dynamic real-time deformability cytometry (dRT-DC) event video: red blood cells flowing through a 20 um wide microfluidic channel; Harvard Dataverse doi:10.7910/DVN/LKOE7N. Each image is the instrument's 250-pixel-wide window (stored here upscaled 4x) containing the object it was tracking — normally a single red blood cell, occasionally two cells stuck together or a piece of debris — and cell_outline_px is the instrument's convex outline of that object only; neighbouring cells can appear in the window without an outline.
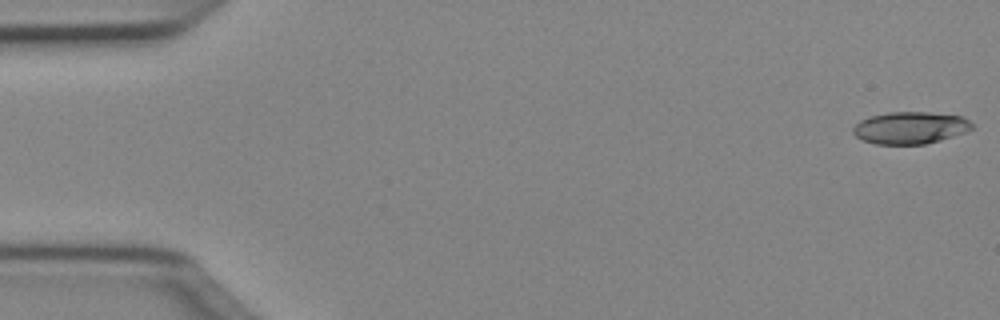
{"species": "Egyptian fruit bat (a non-hibernating species)", "species_latin": "Rousettus aegyptiacus", "temperature_condition": "cold", "stored_images_in_passage": 50, "camera_frame_rate_fps": 3000, "um_per_image_px": 0.085, "animal": {"sex": "female"}, "frame": {"image": 1, "passage_image": 1, "time_ms": 0.0, "image_size_px": [1000, 320], "cell_outline_px": [[976, 128], [968, 132], [940, 140], [924, 144], [876, 144], [864, 140], [856, 136], [852, 132], [852, 128], [860, 120], [868, 116], [888, 112], [928, 112], [964, 116]], "centroid_in_image_um": [77.4, 10.85], "position_along_channel_um": 7.6, "area_um2": 22.48}}
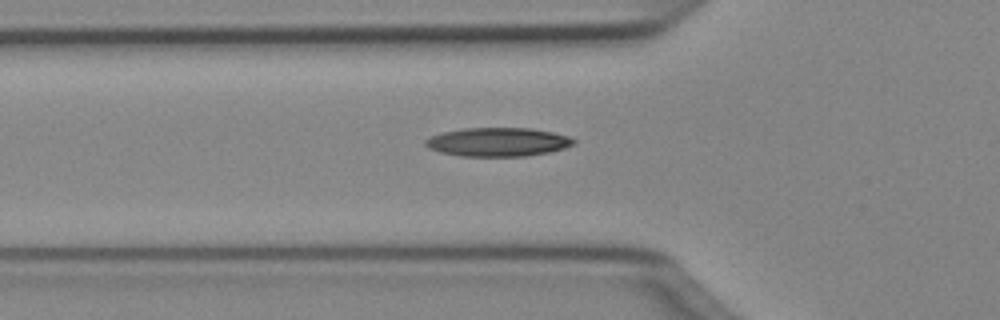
{"frame": {"image": 2, "passage_image": 17, "time_ms": 5.333, "image_size_px": [1000, 320], "cell_outline_px": [[576, 144], [564, 148], [548, 152], [524, 156], [460, 156], [440, 152], [428, 148], [424, 144], [424, 140], [432, 136], [444, 132], [464, 128], [532, 128], [572, 136], [576, 140]], "centroid_in_image_um": [42.35, 12.07], "position_along_channel_um": 83.4, "area_um2": 24.91}}
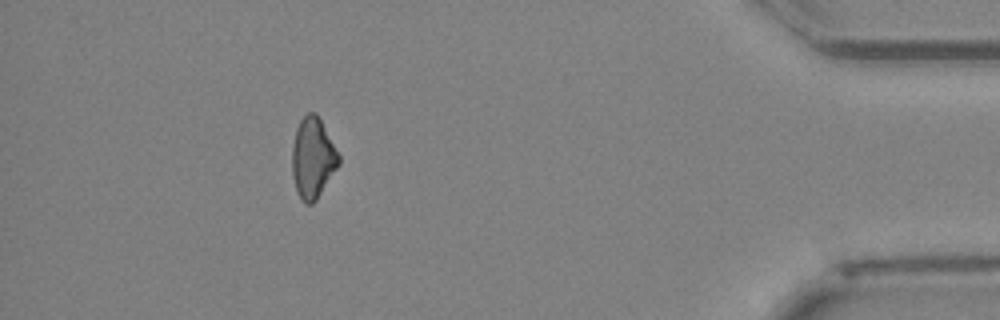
{"frame": {"image": 3, "passage_image": 45, "time_ms": 14.667, "image_size_px": [1000, 320], "cell_outline_px": [[340, 164], [316, 200], [312, 204], [304, 204], [296, 188], [292, 176], [292, 144], [296, 128], [300, 120], [308, 112], [316, 112], [340, 156]], "centroid_in_image_um": [26.58, 13.43], "position_along_channel_um": 408.6, "area_um2": 21.85}, "authors_computed_cell_mechanics": {"area_um2": 22.9177, "velocity_mm_per_s": 4.05, "shape_relaxation_time_tau1_ms": 6.9742, "shape_relaxation_time_tau2_ms": null, "deformation_change_tau1": 0.1418, "deformation_change_tau2": null}}